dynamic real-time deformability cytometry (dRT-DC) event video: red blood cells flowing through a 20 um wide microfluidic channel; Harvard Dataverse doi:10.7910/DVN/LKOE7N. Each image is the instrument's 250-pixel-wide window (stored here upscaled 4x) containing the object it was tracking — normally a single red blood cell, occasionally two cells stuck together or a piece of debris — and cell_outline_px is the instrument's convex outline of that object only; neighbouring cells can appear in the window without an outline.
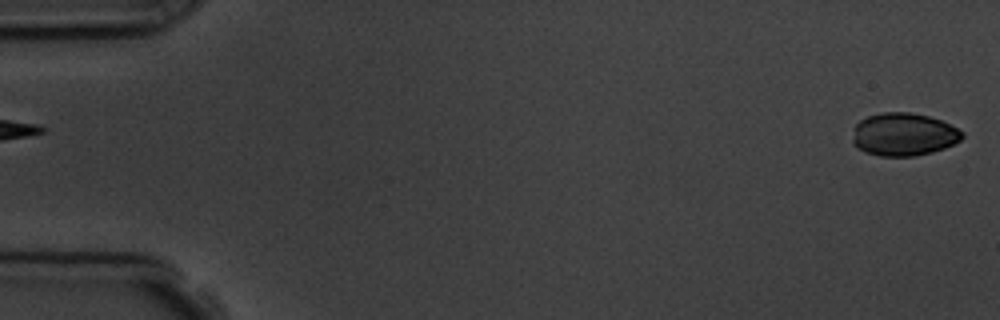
{"species": "common noctule bat (a hibernating species)", "species_latin": "Nyctalus noctula", "temperature_condition": "room temperature", "stored_images_in_passage": 6, "segment_of_instrument_passage": [2, 2], "camera_frame_rate_fps": 3000, "um_per_image_px": 0.085, "animal": {"sex": "male", "body_mass_g": 19.5, "forearm_length_mm": 54.6}, "frame": {"image": 1, "passage_image": 6, "time_ms": 5.667, "image_size_px": [1000, 320], "cell_outline_px": [[964, 136], [960, 140], [944, 148], [932, 152], [916, 156], [880, 156], [864, 152], [856, 148], [852, 144], [852, 140], [856, 124], [860, 120], [868, 116], [880, 112], [908, 112], [928, 116], [940, 120], [964, 132]], "centroid_in_image_um": [76.78, 11.43], "position_along_channel_um": 8.2, "area_um2": 27.46}}